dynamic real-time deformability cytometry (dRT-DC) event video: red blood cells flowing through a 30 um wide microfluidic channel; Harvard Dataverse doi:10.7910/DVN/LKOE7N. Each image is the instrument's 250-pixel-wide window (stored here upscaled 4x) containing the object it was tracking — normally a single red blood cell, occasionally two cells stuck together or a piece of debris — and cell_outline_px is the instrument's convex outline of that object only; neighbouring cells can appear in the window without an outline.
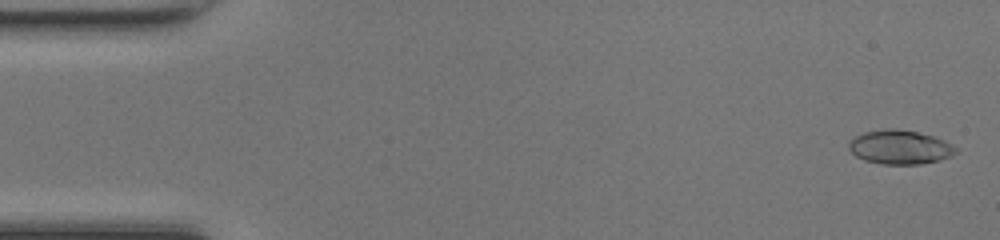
{"species": "common noctule bat (a hibernating species)", "species_latin": "Nyctalus noctula", "temperature_condition": "room temperature", "stored_images_in_passage": 49, "camera_frame_rate_fps": 3000, "um_per_image_px": 0.085, "animal": {"sex": "female", "body_mass_g": 17.0, "forearm_length_mm": 48.0}, "frame": {"image": 1, "passage_image": 2, "time_ms": 0.333, "image_size_px": [1000, 240], "cell_outline_px": [[960, 152], [952, 156], [940, 160], [920, 164], [884, 164], [864, 160], [856, 156], [848, 148], [848, 140], [864, 132], [884, 128], [896, 128], [916, 132], [932, 136], [944, 140], [952, 144]], "centroid_in_image_um": [76.5, 12.5], "position_along_channel_um": 8.5, "area_um2": 21.39}}
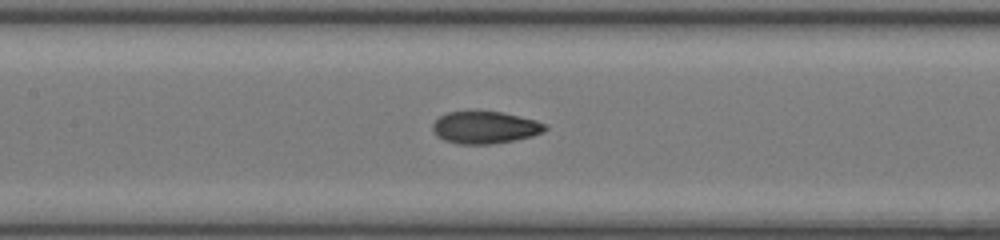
{"frame": {"image": 2, "passage_image": 23, "time_ms": 7.333, "image_size_px": [1000, 240], "cell_outline_px": [[548, 128], [544, 132], [532, 136], [492, 144], [456, 144], [444, 140], [436, 136], [432, 128], [432, 124], [440, 116], [448, 112], [500, 112], [536, 120], [544, 124]], "centroid_in_image_um": [41.2, 10.85], "position_along_channel_um": 166.2, "area_um2": 20.92}}
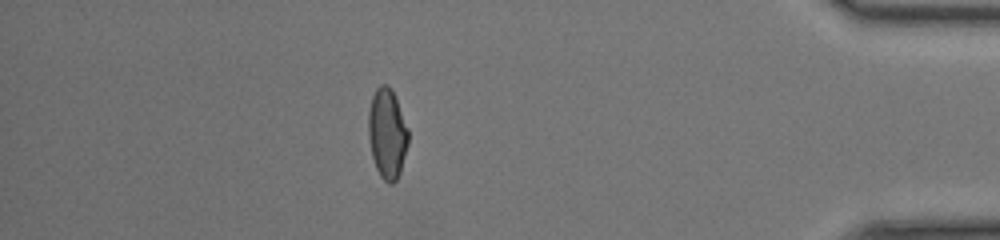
{"frame": {"image": 3, "passage_image": 43, "time_ms": 14.0, "image_size_px": [1000, 240], "cell_outline_px": [[408, 144], [400, 172], [396, 180], [392, 184], [388, 184], [380, 176], [376, 168], [372, 156], [368, 136], [368, 112], [372, 96], [376, 88], [380, 84], [388, 84], [396, 100], [408, 128]], "centroid_in_image_um": [32.89, 11.36], "position_along_channel_um": 402.3, "area_um2": 20.87}, "authors_computed_cell_mechanics": {"area_um2": 20.9236, "velocity_mm_per_s": 4.2599, "shape_relaxation_time_tau1_ms": 4.7621, "shape_relaxation_time_tau2_ms": 1.1471, "deformation_change_tau1": 0.1903, "deformation_change_tau2": 0.0608}}